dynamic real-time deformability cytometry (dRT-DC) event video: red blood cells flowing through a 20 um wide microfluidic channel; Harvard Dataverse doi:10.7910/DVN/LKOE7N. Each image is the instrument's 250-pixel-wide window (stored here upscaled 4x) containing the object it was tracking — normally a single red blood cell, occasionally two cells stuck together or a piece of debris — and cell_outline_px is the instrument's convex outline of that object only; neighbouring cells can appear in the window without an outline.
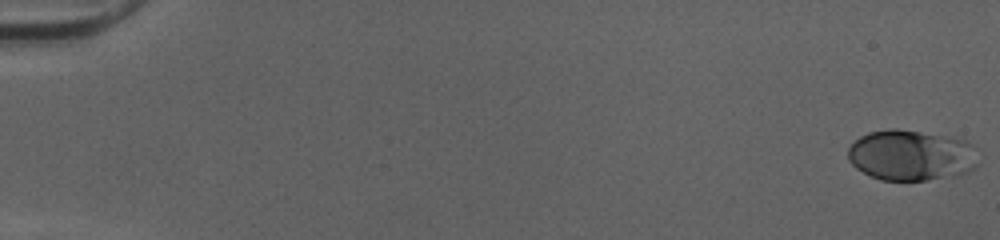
{"species": "human", "species_latin": "Homo sapiens", "temperature_condition": "cold", "stored_images_in_passage": 52, "camera_frame_rate_fps": 3000, "um_per_image_px": 0.085, "donor": {"sex": "female"}, "frame": {"image": 1, "passage_image": 1, "time_ms": 0.0, "image_size_px": [1000, 240], "cell_outline_px": [[980, 164], [976, 168], [968, 172], [956, 176], [928, 180], [880, 180], [856, 168], [848, 160], [848, 148], [860, 136], [868, 132], [892, 128], [896, 128], [952, 136], [964, 140], [972, 144]], "centroid_in_image_um": [77.49, 13.19], "position_along_channel_um": 7.5, "area_um2": 39.02}}
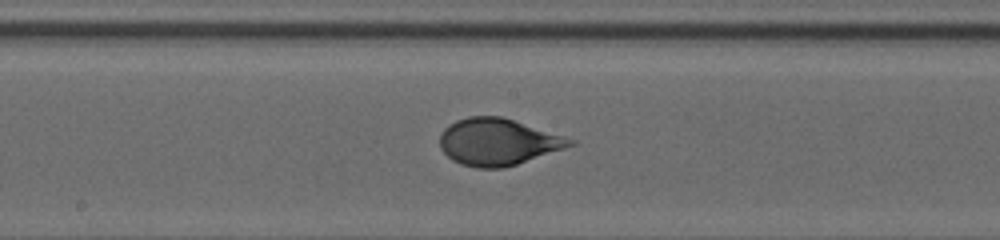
{"frame": {"image": 2, "passage_image": 29, "time_ms": 9.333, "image_size_px": [1000, 240], "cell_outline_px": [[576, 144], [504, 168], [476, 168], [460, 164], [452, 160], [440, 148], [440, 132], [448, 124], [456, 120], [468, 116], [500, 116], [564, 136], [576, 140]], "centroid_in_image_um": [42.27, 12.06], "position_along_channel_um": 205.9, "area_um2": 35.32}}
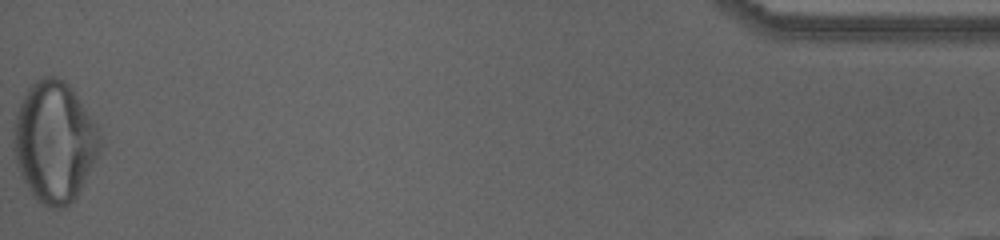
{"frame": {"image": 3, "passage_image": 52, "time_ms": 17.0, "image_size_px": [1000, 240], "cell_outline_px": [[100, 148], [76, 196], [68, 204], [60, 208], [48, 208], [32, 192], [24, 180], [16, 164], [12, 148], [12, 128], [16, 112], [28, 88], [36, 80], [44, 76], [56, 76], [64, 80], [72, 88], [96, 124], [100, 136]], "centroid_in_image_um": [4.59, 12.0], "position_along_channel_um": 430.6, "area_um2": 60.05}, "authors_computed_cell_mechanics": {"area_um2": 37.0498, "velocity_mm_per_s": 4.0516, "shape_relaxation_time_tau1_ms": 3.5818, "shape_relaxation_time_tau2_ms": null, "deformation_change_tau1": 0.1603, "deformation_change_tau2": null}}